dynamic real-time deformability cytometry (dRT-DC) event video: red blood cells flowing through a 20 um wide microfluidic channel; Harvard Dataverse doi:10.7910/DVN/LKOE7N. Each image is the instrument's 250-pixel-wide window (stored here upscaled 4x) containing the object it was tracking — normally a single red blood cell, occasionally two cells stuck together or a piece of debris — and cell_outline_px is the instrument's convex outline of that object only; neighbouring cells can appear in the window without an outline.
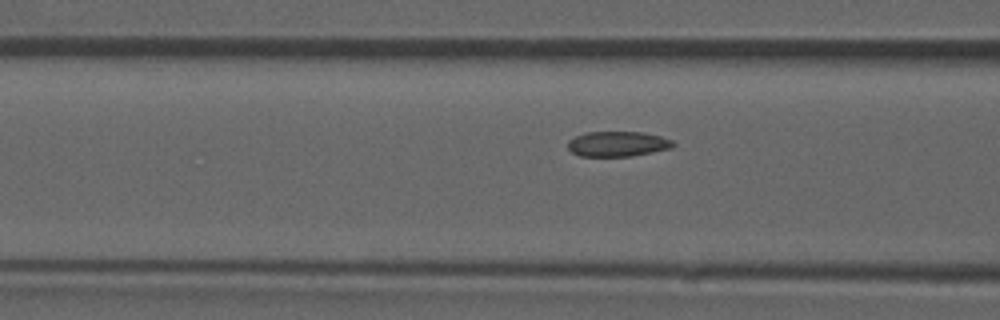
{"species": "common noctule bat (a hibernating species)", "species_latin": "Nyctalus noctula", "temperature_condition": "room temperature", "stored_images_in_passage": 47, "camera_frame_rate_fps": 3000, "um_per_image_px": 0.085, "animal": {"sex": "male", "forearm_length_mm": 52.5}, "frame": {"image": 1, "passage_image": 21, "time_ms": 6.667, "image_size_px": [1000, 320], "cell_outline_px": [[676, 144], [672, 148], [632, 156], [580, 156], [572, 152], [568, 148], [568, 140], [576, 136], [588, 132], [644, 132], [660, 136], [672, 140]], "centroid_in_image_um": [52.52, 12.23], "position_along_channel_um": 114.1, "area_um2": 15.43}}